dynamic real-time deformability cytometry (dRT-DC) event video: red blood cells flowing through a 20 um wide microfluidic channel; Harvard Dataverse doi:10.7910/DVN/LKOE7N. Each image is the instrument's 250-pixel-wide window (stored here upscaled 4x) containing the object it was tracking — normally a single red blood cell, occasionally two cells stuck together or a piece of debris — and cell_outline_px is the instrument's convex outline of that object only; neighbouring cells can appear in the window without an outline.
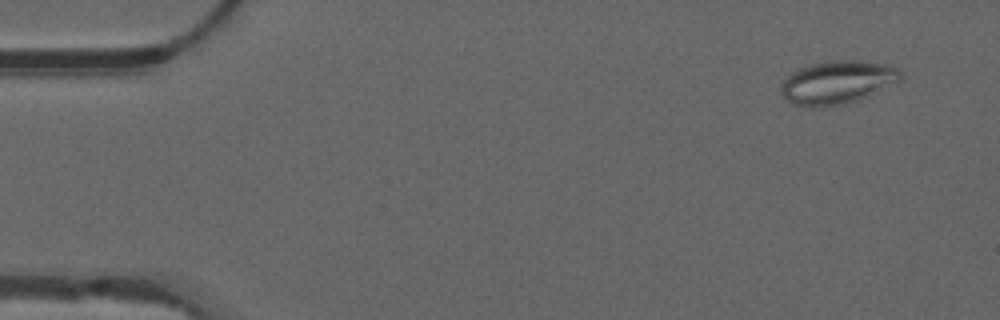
{"species": "common noctule bat (a hibernating species)", "species_latin": "Nyctalus noctula", "temperature_condition": "warm", "stored_images_in_passage": 51, "camera_frame_rate_fps": 3000, "um_per_image_px": 0.085, "animal": {"sex": "male", "forearm_length_mm": 52.5}, "frame": {"image": 1, "passage_image": 1, "time_ms": 0.0, "image_size_px": [1000, 320], "cell_outline_px": [[904, 80], [860, 100], [844, 104], [812, 108], [808, 108], [792, 104], [780, 92], [784, 80], [792, 72], [800, 68], [812, 64], [832, 60], [856, 60], [892, 64], [900, 68], [904, 76]], "centroid_in_image_um": [71.27, 7.0], "position_along_channel_um": 13.7, "area_um2": 30.75}}
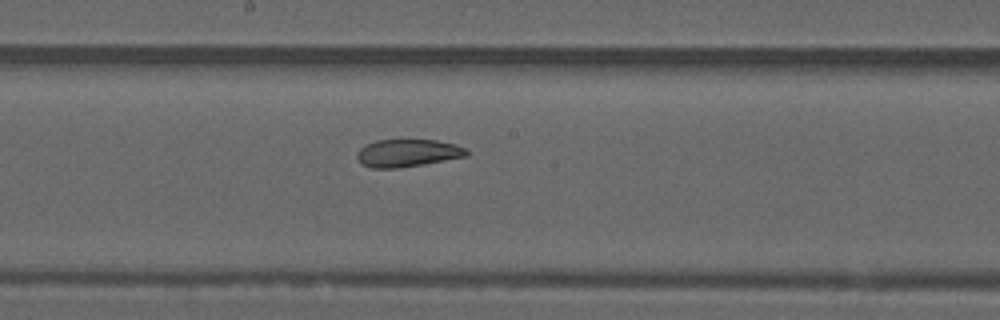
{"frame": {"image": 2, "passage_image": 26, "time_ms": 8.333, "image_size_px": [1000, 320], "cell_outline_px": [[468, 156], [424, 164], [396, 168], [372, 168], [360, 164], [356, 156], [356, 152], [360, 148], [376, 140], [436, 140], [456, 144], [464, 148], [468, 152]], "centroid_in_image_um": [34.62, 13.01], "position_along_channel_um": 213.6, "area_um2": 17.63}}
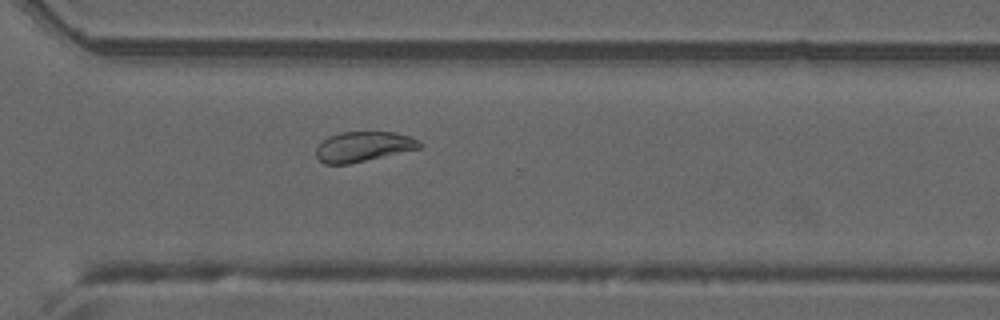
{"frame": {"image": 3, "passage_image": 36, "time_ms": 11.667, "image_size_px": [1000, 320], "cell_outline_px": [[420, 148], [348, 164], [324, 164], [316, 156], [316, 148], [328, 136], [340, 132], [396, 132], [408, 136], [416, 140], [420, 144]], "centroid_in_image_um": [30.83, 12.46], "position_along_channel_um": 339.8, "area_um2": 17.8}, "authors_computed_cell_mechanics": {"area_um2": 19.8832, "velocity_mm_per_s": 3.7951, "shape_relaxation_time_tau1_ms": null, "shape_relaxation_time_tau2_ms": 2.2583, "deformation_change_tau1": null, "deformation_change_tau2": 0.0753}}